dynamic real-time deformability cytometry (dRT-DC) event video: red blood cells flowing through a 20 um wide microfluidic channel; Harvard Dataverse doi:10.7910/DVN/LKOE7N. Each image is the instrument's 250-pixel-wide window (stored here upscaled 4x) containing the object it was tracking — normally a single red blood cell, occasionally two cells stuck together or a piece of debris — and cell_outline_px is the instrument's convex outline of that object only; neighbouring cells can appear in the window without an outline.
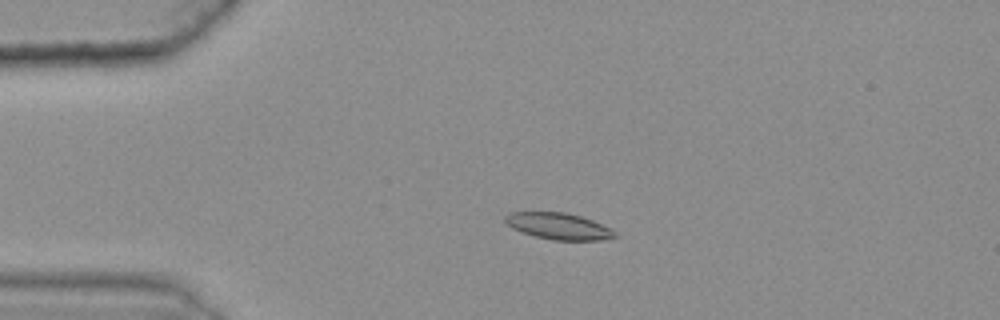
{"species": "common noctule bat (a hibernating species)", "species_latin": "Nyctalus noctula", "temperature_condition": "warm", "stored_images_in_passage": 47, "camera_frame_rate_fps": 3000, "um_per_image_px": 0.085, "animal": {"sex": "female", "body_mass_g": 25.1}, "frame": {"image": 1, "passage_image": 13, "time_ms": 4.0, "image_size_px": [1000, 320], "cell_outline_px": [[616, 236], [600, 240], [552, 240], [520, 232], [512, 228], [504, 220], [504, 216], [512, 212], [564, 212], [580, 216], [592, 220], [612, 228], [616, 232]], "centroid_in_image_um": [47.48, 19.22], "position_along_channel_um": 37.5, "area_um2": 16.88}}
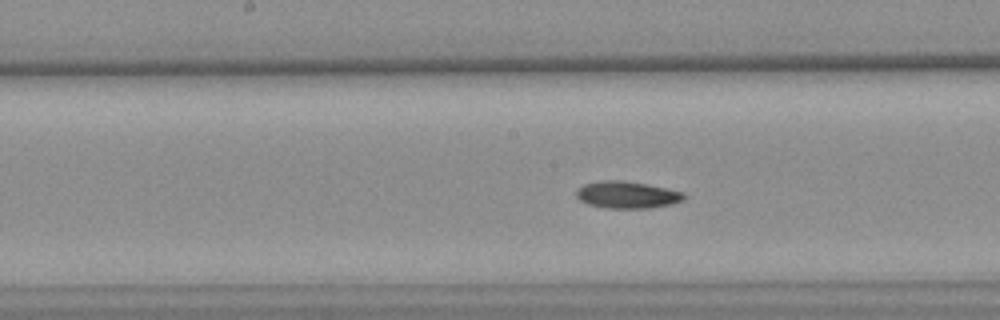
{"frame": {"image": 2, "passage_image": 29, "time_ms": 9.333, "image_size_px": [1000, 320], "cell_outline_px": [[684, 200], [672, 204], [648, 208], [608, 208], [588, 204], [580, 200], [576, 196], [576, 188], [584, 184], [600, 180], [624, 180], [684, 192]], "centroid_in_image_um": [53.26, 16.55], "position_along_channel_um": 194.9, "area_um2": 16.88}}
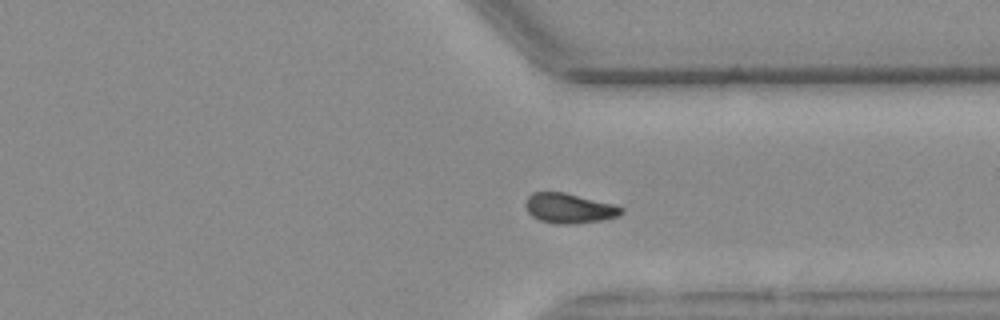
{"frame": {"image": 3, "passage_image": 43, "time_ms": 14.0, "image_size_px": [1000, 320], "cell_outline_px": [[624, 212], [620, 216], [600, 220], [572, 224], [560, 224], [540, 220], [532, 216], [528, 212], [524, 204], [528, 196], [532, 192], [564, 192], [612, 204], [624, 208]], "centroid_in_image_um": [48.37, 17.7], "position_along_channel_um": 363.0, "area_um2": 16.59}}